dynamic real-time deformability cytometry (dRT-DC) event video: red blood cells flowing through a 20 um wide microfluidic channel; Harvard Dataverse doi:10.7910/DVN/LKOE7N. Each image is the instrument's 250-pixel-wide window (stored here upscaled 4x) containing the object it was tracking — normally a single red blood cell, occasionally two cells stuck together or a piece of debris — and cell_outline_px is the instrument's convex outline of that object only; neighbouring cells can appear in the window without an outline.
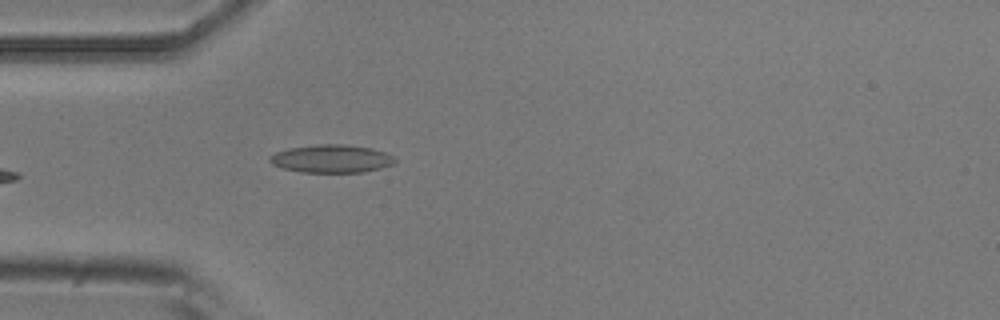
{"species": "common noctule bat (a hibernating species)", "species_latin": "Nyctalus noctula", "temperature_condition": "room temperature", "stored_images_in_passage": 6, "camera_frame_rate_fps": 3000, "um_per_image_px": 0.085, "animal": {"sex": "male", "body_mass_g": 20.5, "forearm_length_mm": 52.5}, "frame": {"image": 1, "passage_image": 5, "time_ms": 4.333, "image_size_px": [1000, 320], "cell_outline_px": [[396, 164], [364, 172], [300, 172], [284, 168], [272, 164], [268, 160], [268, 156], [276, 152], [288, 148], [316, 144], [344, 144], [372, 148], [384, 152], [392, 156], [396, 160]], "centroid_in_image_um": [28.17, 13.48], "position_along_channel_um": 56.8, "area_um2": 20.52}}